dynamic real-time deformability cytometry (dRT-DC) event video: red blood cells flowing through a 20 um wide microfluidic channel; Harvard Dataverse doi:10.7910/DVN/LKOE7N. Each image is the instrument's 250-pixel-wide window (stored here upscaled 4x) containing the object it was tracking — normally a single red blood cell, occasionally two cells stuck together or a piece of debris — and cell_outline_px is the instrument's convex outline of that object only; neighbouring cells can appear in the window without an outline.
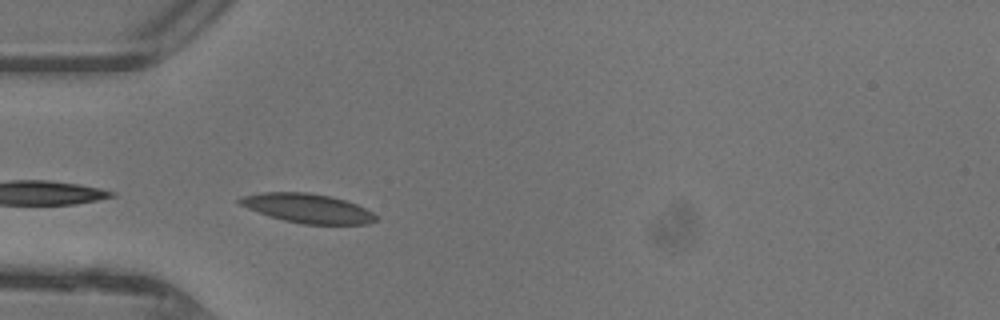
{"species": "common noctule bat (a hibernating species)", "species_latin": "Nyctalus noctula", "temperature_condition": "warm", "stored_images_in_passage": 12, "camera_frame_rate_fps": 3000, "um_per_image_px": 0.085, "animal": {"sex": "female"}, "frame": {"image": 1, "passage_image": 1, "time_ms": 0.0, "image_size_px": [1000, 320], "cell_outline_px": [[380, 220], [368, 224], [300, 224], [284, 220], [248, 208], [240, 204], [236, 200], [244, 196], [264, 192], [308, 192], [332, 196], [356, 204], [372, 212]], "centroid_in_image_um": [26.2, 17.7], "position_along_channel_um": 58.8, "area_um2": 23.0}}
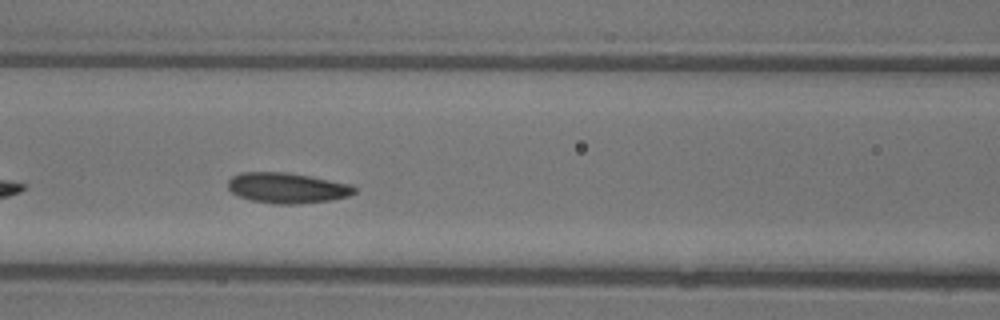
{"frame": {"image": 2, "passage_image": 7, "time_ms": 2.0, "image_size_px": [1000, 320], "cell_outline_px": [[356, 192], [348, 196], [332, 200], [300, 204], [276, 204], [252, 200], [236, 196], [228, 188], [228, 180], [232, 176], [240, 172], [288, 172], [352, 184], [356, 188]], "centroid_in_image_um": [24.41, 15.97], "position_along_channel_um": 142.2, "area_um2": 22.66}}
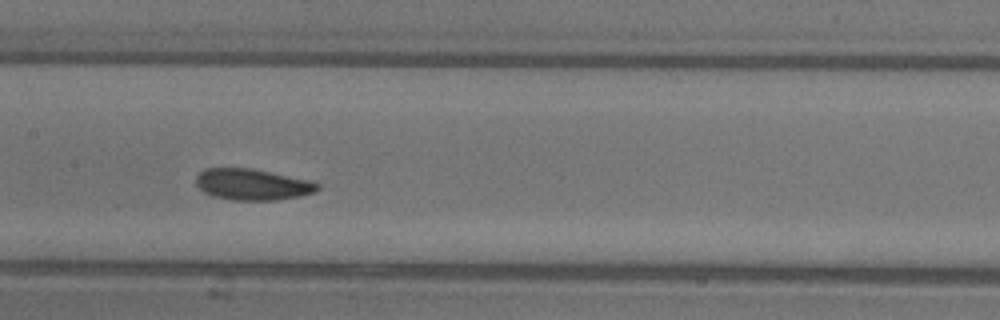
{"frame": {"image": 3, "passage_image": 10, "time_ms": 3.0, "image_size_px": [1000, 320], "cell_outline_px": [[320, 188], [316, 192], [300, 196], [276, 200], [232, 200], [212, 196], [204, 192], [196, 184], [196, 176], [204, 168], [252, 168], [316, 180], [320, 184]], "centroid_in_image_um": [21.53, 15.67], "position_along_channel_um": 185.9, "area_um2": 22.6}}